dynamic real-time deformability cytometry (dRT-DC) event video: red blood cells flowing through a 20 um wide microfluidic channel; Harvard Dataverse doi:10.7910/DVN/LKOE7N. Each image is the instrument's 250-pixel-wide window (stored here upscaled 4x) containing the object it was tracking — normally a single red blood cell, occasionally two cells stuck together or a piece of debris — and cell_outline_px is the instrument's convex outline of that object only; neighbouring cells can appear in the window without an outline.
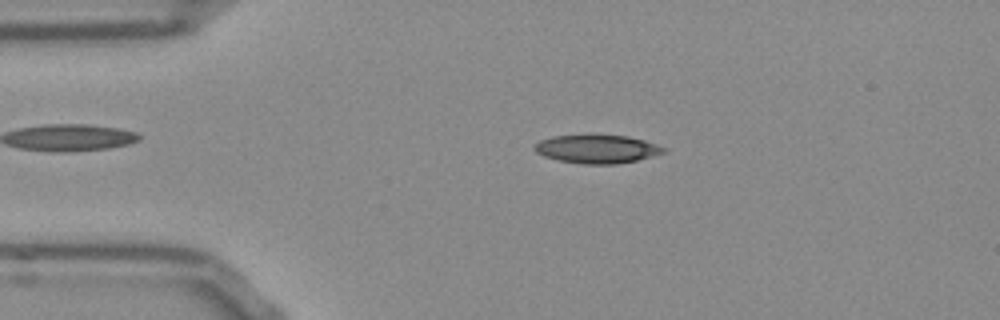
{"species": "Egyptian fruit bat (a non-hibernating species)", "species_latin": "Rousettus aegyptiacus", "temperature_condition": "room temperature", "stored_images_in_passage": 46, "camera_frame_rate_fps": 3000, "um_per_image_px": 0.085, "frame": {"image": 1, "passage_image": 4, "time_ms": 1.0, "image_size_px": [1000, 320], "cell_outline_px": [[664, 152], [652, 156], [636, 160], [616, 164], [584, 164], [560, 160], [544, 156], [536, 152], [532, 148], [532, 144], [540, 140], [552, 136], [588, 132], [592, 132], [628, 136], [644, 140], [656, 144], [664, 148]], "centroid_in_image_um": [50.67, 12.61], "position_along_channel_um": 34.3, "area_um2": 22.14}}
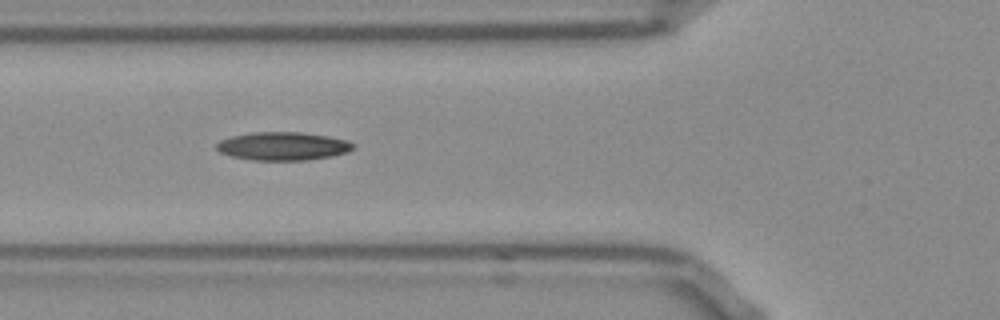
{"frame": {"image": 2, "passage_image": 12, "time_ms": 3.667, "image_size_px": [1000, 320], "cell_outline_px": [[356, 148], [348, 152], [332, 156], [308, 160], [252, 160], [232, 156], [220, 152], [216, 148], [216, 144], [220, 140], [232, 136], [252, 132], [304, 132], [328, 136], [344, 140], [356, 144]], "centroid_in_image_um": [24.07, 12.42], "position_along_channel_um": 101.7, "area_um2": 22.6}}
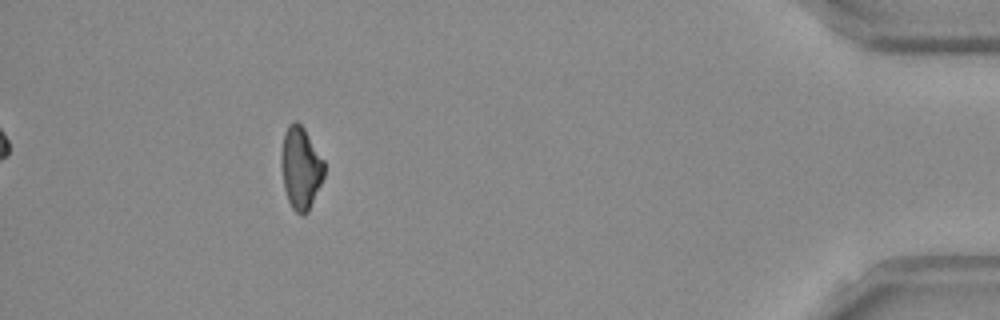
{"frame": {"image": 3, "passage_image": 41, "time_ms": 13.333, "image_size_px": [1000, 320], "cell_outline_px": [[324, 176], [308, 212], [304, 216], [296, 212], [292, 208], [288, 200], [284, 188], [280, 164], [280, 152], [284, 132], [288, 124], [292, 120], [296, 120], [304, 128], [324, 160]], "centroid_in_image_um": [25.53, 14.25], "position_along_channel_um": 409.7, "area_um2": 20.87}}